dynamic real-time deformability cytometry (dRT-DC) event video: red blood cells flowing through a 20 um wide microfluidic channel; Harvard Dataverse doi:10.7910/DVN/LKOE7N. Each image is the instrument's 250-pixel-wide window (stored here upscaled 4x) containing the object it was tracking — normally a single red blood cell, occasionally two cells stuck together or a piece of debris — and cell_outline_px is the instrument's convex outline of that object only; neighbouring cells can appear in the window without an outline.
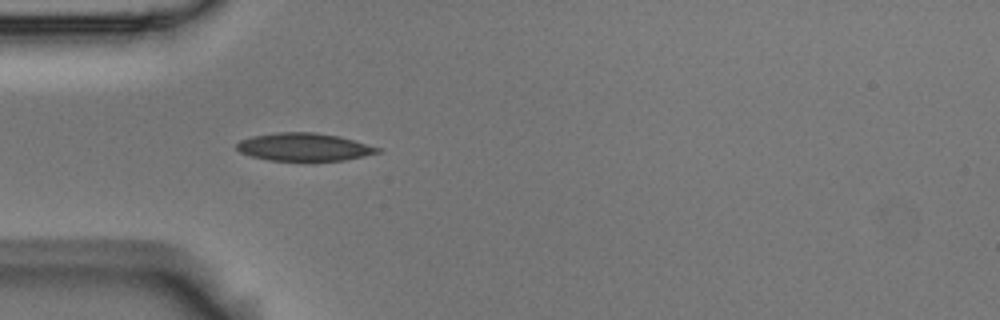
{"species": "Egyptian fruit bat (a non-hibernating species)", "species_latin": "Rousettus aegyptiacus", "temperature_condition": "room temperature", "stored_images_in_passage": 1, "camera_frame_rate_fps": 3000, "um_per_image_px": 0.085, "animal": {"sex": "male"}, "frame": {"image": 1, "passage_image": 1, "time_ms": 0.0, "image_size_px": [1000, 320], "cell_outline_px": [[384, 148], [380, 152], [364, 156], [344, 160], [268, 160], [252, 156], [240, 152], [236, 148], [236, 144], [240, 140], [252, 136], [276, 132], [316, 132], [340, 136]], "centroid_in_image_um": [25.88, 12.48], "position_along_channel_um": 59.1, "area_um2": 22.95}}